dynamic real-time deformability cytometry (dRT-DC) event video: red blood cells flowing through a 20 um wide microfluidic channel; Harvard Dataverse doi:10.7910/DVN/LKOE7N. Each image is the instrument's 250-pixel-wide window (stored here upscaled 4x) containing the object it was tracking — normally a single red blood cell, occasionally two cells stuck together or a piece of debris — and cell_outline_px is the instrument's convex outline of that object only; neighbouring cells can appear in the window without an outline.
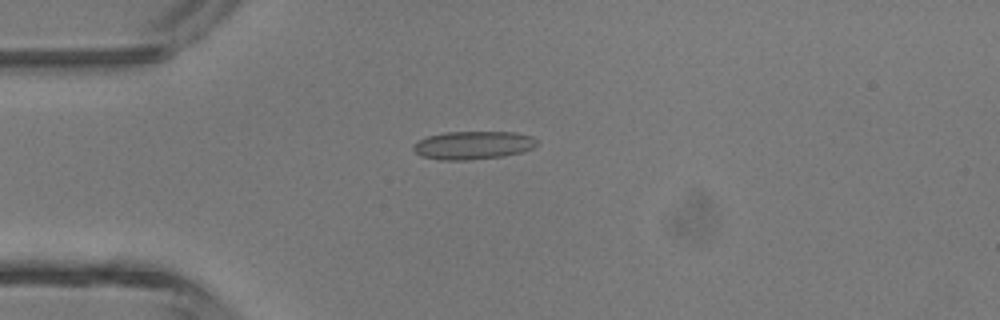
{"species": "common noctule bat (a hibernating species)", "species_latin": "Nyctalus noctula", "temperature_condition": "room temperature", "stored_images_in_passage": 2, "camera_frame_rate_fps": 3000, "um_per_image_px": 0.085, "animal": {"sex": "male", "body_mass_g": 13.3}, "frame": {"image": 1, "passage_image": 2, "time_ms": 0.333, "image_size_px": [1000, 320], "cell_outline_px": [[536, 144], [532, 148], [520, 152], [504, 156], [468, 160], [440, 160], [420, 156], [412, 148], [420, 140], [428, 136], [444, 132], [516, 132], [532, 136], [536, 140]], "centroid_in_image_um": [40.2, 12.34], "position_along_channel_um": 44.8, "area_um2": 20.17}}